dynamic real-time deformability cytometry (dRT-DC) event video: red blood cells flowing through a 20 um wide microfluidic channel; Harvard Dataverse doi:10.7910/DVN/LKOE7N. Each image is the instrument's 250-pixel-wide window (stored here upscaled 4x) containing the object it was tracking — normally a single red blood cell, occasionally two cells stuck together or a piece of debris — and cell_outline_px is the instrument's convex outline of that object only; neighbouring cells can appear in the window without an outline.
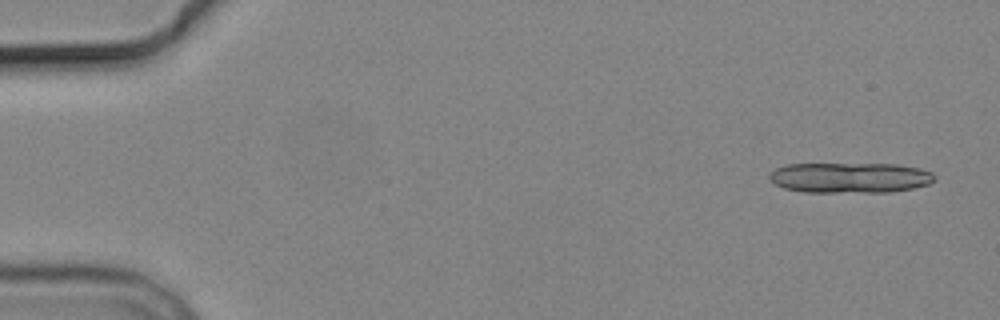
{"species": "common noctule bat (a hibernating species)", "species_latin": "Nyctalus noctula", "temperature_condition": "cold", "stored_images_in_passage": 6, "camera_frame_rate_fps": 3000, "um_per_image_px": 0.085, "animal": {"sex": "male", "body_mass_g": 19.2, "forearm_length_mm": 51.8}, "frame": {"image": 1, "passage_image": 1, "time_ms": 0.0, "image_size_px": [1000, 320], "cell_outline_px": [[936, 180], [928, 184], [912, 188], [892, 192], [804, 192], [784, 188], [776, 184], [768, 176], [776, 168], [788, 164], [896, 164], [920, 168], [932, 172], [936, 176]], "centroid_in_image_um": [72.29, 15.1], "position_along_channel_um": 12.7, "area_um2": 29.3}}
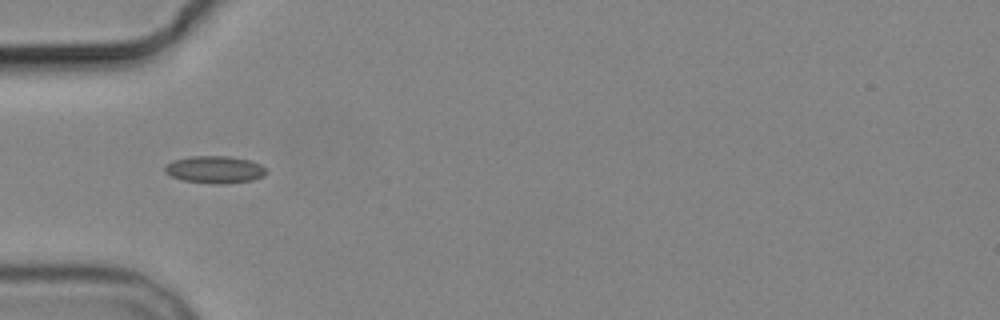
{"frame": {"image": 2, "passage_image": 5, "time_ms": 5.333, "image_size_px": [1000, 320], "cell_outline_px": [[268, 172], [264, 176], [252, 180], [220, 184], [216, 184], [184, 180], [172, 176], [164, 172], [164, 168], [172, 160], [192, 156], [228, 156], [252, 160], [268, 168]], "centroid_in_image_um": [18.31, 14.4], "position_along_channel_um": 66.7, "area_um2": 16.18}}
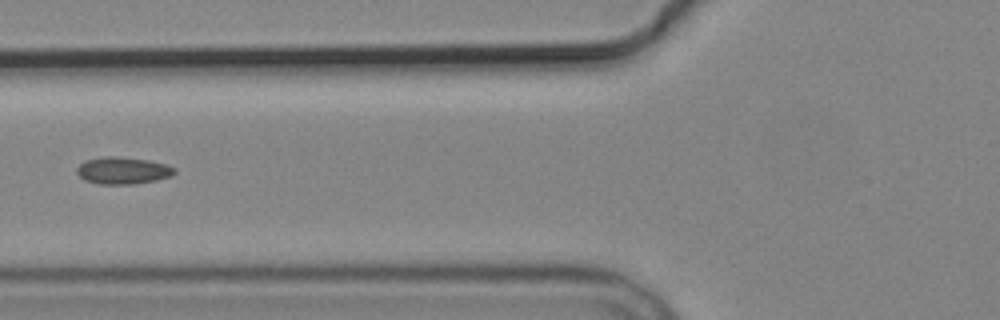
{"frame": {"image": 3, "passage_image": 6, "time_ms": 6.667, "image_size_px": [1000, 320], "cell_outline_px": [[176, 172], [172, 176], [156, 180], [136, 184], [100, 184], [84, 180], [76, 172], [76, 168], [84, 160], [104, 156], [112, 156], [148, 160], [164, 164], [176, 168]], "centroid_in_image_um": [10.43, 14.5], "position_along_channel_um": 115.4, "area_um2": 15.43}}